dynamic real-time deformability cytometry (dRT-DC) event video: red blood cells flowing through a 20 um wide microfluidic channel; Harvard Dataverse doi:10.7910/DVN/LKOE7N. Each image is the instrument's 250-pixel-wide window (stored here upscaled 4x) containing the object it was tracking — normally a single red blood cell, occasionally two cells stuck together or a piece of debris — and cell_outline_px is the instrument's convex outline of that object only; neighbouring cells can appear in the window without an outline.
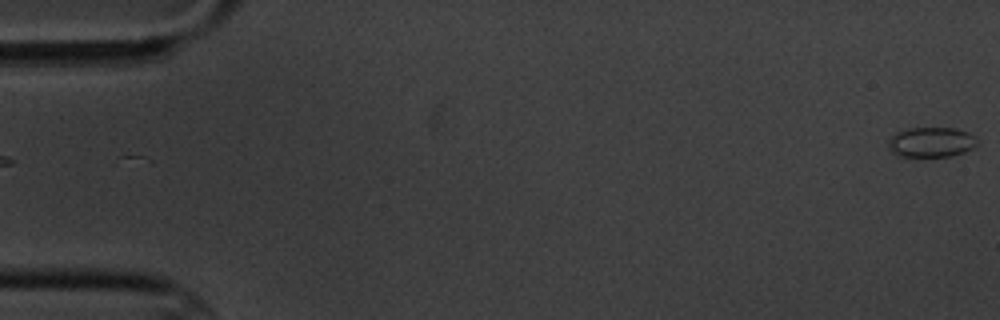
{"species": "common noctule bat (a hibernating species)", "species_latin": "Nyctalus noctula", "temperature_condition": "cold", "stored_images_in_passage": 4, "segment_of_instrument_passage": [2, 2], "camera_frame_rate_fps": 3000, "um_per_image_px": 0.085, "animal": {"sex": "male", "body_mass_g": 20.1, "forearm_length_mm": 53.5}, "frame": {"image": 1, "passage_image": 4, "time_ms": 4.333, "image_size_px": [1000, 320], "cell_outline_px": [[976, 144], [972, 148], [964, 152], [952, 156], [900, 156], [892, 152], [888, 148], [888, 140], [896, 132], [908, 128], [952, 128], [968, 132], [976, 140]], "centroid_in_image_um": [79.11, 12.08], "position_along_channel_um": 5.9, "area_um2": 15.37}}